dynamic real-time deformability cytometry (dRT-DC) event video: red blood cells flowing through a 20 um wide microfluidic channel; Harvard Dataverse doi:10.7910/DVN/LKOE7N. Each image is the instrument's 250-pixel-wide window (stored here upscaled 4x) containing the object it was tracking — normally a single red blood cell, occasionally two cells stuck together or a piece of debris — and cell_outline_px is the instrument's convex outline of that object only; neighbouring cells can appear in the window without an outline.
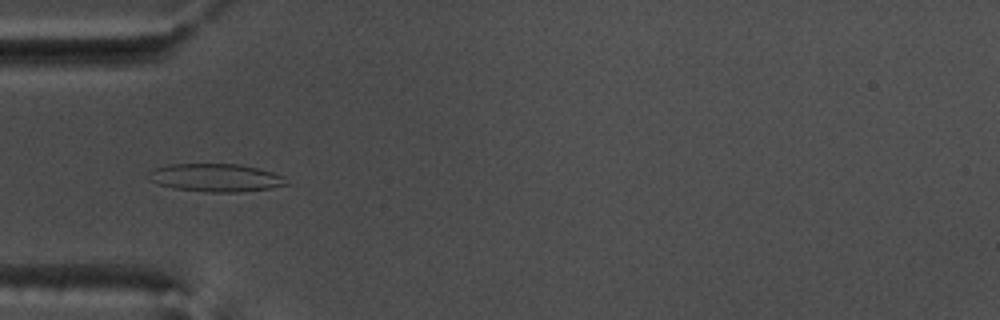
{"species": "common noctule bat (a hibernating species)", "species_latin": "Nyctalus noctula", "temperature_condition": "warm", "stored_images_in_passage": 55, "camera_frame_rate_fps": 3000, "um_per_image_px": 0.085, "animal": {"sex": "male", "body_mass_g": 17.5, "forearm_length_mm": 52.3}, "frame": {"image": 1, "passage_image": 18, "time_ms": 5.667, "image_size_px": [1000, 320], "cell_outline_px": [[292, 184], [268, 188], [240, 192], [212, 192], [172, 188], [156, 184], [148, 180], [148, 172], [156, 168], [168, 164], [240, 164], [272, 172], [284, 176]], "centroid_in_image_um": [18.33, 15.1], "position_along_channel_um": 66.7, "area_um2": 22.6}}
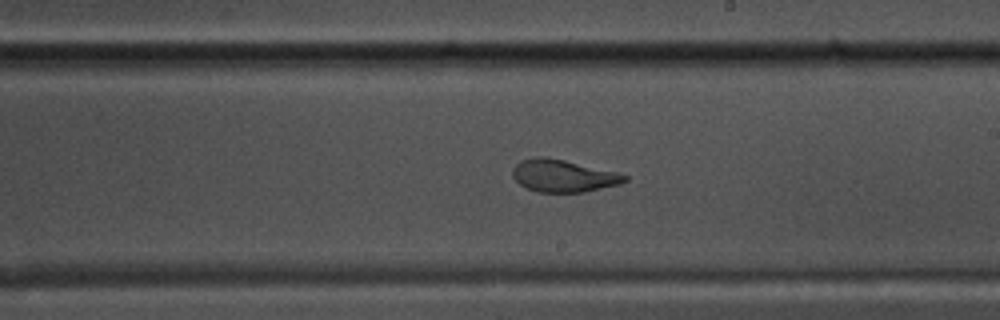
{"frame": {"image": 2, "passage_image": 32, "time_ms": 10.333, "image_size_px": [1000, 320], "cell_outline_px": [[628, 180], [620, 184], [584, 192], [536, 192], [524, 188], [512, 176], [512, 168], [520, 160], [536, 156], [544, 156], [564, 160], [616, 172], [628, 176]], "centroid_in_image_um": [47.83, 14.94], "position_along_channel_um": 241.2, "area_um2": 21.21}}
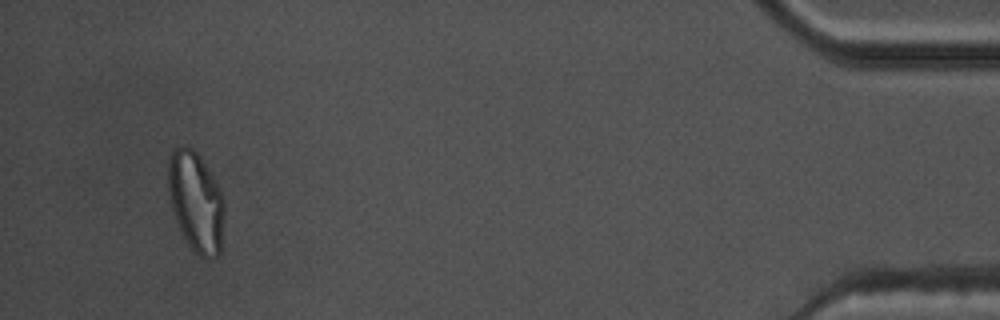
{"frame": {"image": 3, "passage_image": 52, "time_ms": 17.0, "image_size_px": [1000, 320], "cell_outline_px": [[224, 212], [220, 252], [212, 260], [204, 260], [188, 244], [176, 220], [172, 208], [168, 192], [168, 156], [172, 148], [184, 144], [192, 148], [200, 156], [224, 196]], "centroid_in_image_um": [16.64, 17.12], "position_along_channel_um": 418.6, "area_um2": 32.95}, "authors_computed_cell_mechanics": {"area_um2": 22.7154, "velocity_mm_per_s": 3.7555, "shape_relaxation_time_tau1_ms": 7.1895, "shape_relaxation_time_tau2_ms": 0.8441, "deformation_change_tau1": 0.2483, "deformation_change_tau2": 0.0723}}